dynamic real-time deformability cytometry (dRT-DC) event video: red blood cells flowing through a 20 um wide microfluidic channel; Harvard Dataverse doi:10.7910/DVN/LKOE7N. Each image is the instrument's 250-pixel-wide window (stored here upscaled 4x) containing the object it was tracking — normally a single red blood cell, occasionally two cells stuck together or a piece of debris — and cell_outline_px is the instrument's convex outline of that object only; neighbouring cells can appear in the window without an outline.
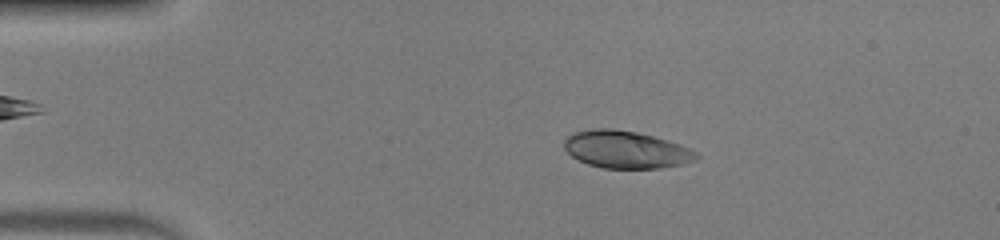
{"species": "human", "species_latin": "Homo sapiens", "temperature_condition": "warm", "stored_images_in_passage": 50, "camera_frame_rate_fps": 3000, "um_per_image_px": 0.085, "donor": {"sex": "male"}, "frame": {"image": 1, "passage_image": 9, "time_ms": 2.667, "image_size_px": [1000, 240], "cell_outline_px": [[700, 156], [696, 160], [684, 164], [660, 168], [604, 168], [588, 164], [572, 156], [564, 148], [564, 136], [572, 132], [592, 128], [612, 128], [636, 132], [652, 136], [680, 144], [696, 152]], "centroid_in_image_um": [53.18, 12.7], "position_along_channel_um": 31.8, "area_um2": 28.9}}
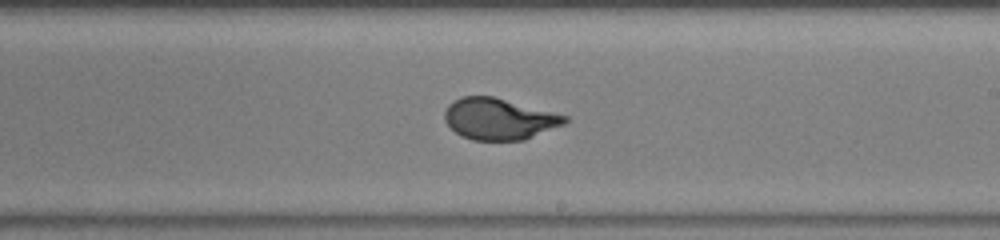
{"frame": {"image": 2, "passage_image": 29, "time_ms": 9.333, "image_size_px": [1000, 240], "cell_outline_px": [[568, 120], [564, 124], [524, 140], [472, 140], [460, 136], [444, 120], [444, 112], [448, 104], [460, 96], [492, 96], [568, 116]], "centroid_in_image_um": [42.39, 10.11], "position_along_channel_um": 246.6, "area_um2": 28.84}}
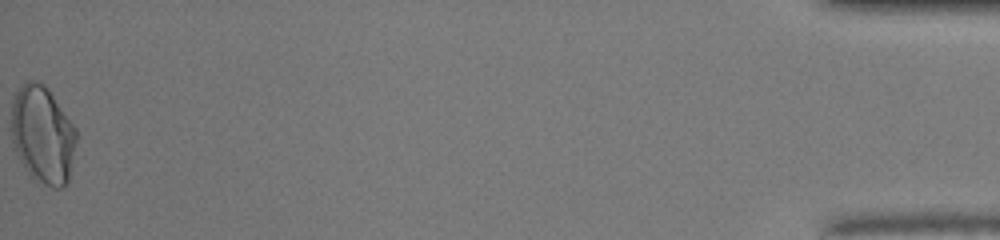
{"frame": {"image": 3, "passage_image": 50, "time_ms": 16.333, "image_size_px": [1000, 240], "cell_outline_px": [[76, 140], [68, 180], [60, 188], [52, 188], [36, 184], [28, 176], [16, 152], [12, 140], [12, 100], [16, 92], [28, 80], [36, 80], [44, 84], [48, 88], [76, 128]], "centroid_in_image_um": [3.61, 11.49], "position_along_channel_um": 431.6, "area_um2": 37.17}, "authors_computed_cell_mechanics": {"area_um2": 29.5936, "velocity_mm_per_s": 4.0614, "shape_relaxation_time_tau1_ms": 5.4568, "shape_relaxation_time_tau2_ms": null, "deformation_change_tau1": 0.2381, "deformation_change_tau2": null}}